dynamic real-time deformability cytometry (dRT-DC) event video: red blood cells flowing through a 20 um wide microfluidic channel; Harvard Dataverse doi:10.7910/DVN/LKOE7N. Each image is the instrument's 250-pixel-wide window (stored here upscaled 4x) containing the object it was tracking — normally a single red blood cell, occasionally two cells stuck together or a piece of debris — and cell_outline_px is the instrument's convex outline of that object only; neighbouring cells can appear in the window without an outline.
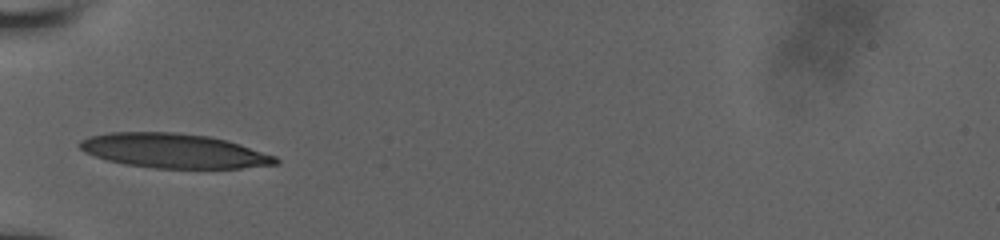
{"species": "human", "species_latin": "Homo sapiens", "temperature_condition": "room temperature", "stored_images_in_passage": 32, "camera_frame_rate_fps": 3000, "um_per_image_px": 0.085, "donor": {"sex": "male"}, "frame": {"image": 1, "passage_image": 1, "time_ms": 0.0, "image_size_px": [1000, 240], "cell_outline_px": [[280, 164], [240, 168], [156, 168], [124, 164], [108, 160], [84, 152], [76, 144], [80, 140], [88, 136], [108, 132], [172, 132], [208, 136], [228, 140], [276, 156], [280, 160]], "centroid_in_image_um": [14.77, 12.81], "position_along_channel_um": 70.2, "area_um2": 39.48}}
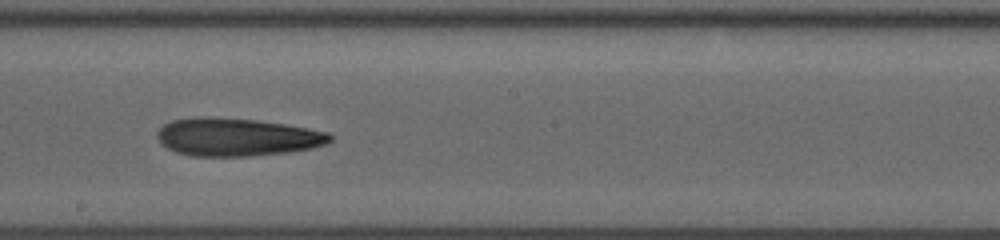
{"frame": {"image": 2, "passage_image": 19, "time_ms": 4.0, "image_size_px": [1000, 240], "cell_outline_px": [[332, 140], [328, 144], [312, 148], [288, 152], [252, 156], [192, 156], [176, 152], [160, 144], [156, 136], [156, 132], [164, 124], [172, 120], [192, 116], [208, 116], [256, 120], [284, 124], [308, 128], [328, 132], [332, 136]], "centroid_in_image_um": [20.11, 11.64], "position_along_channel_um": 228.1, "area_um2": 38.61}}
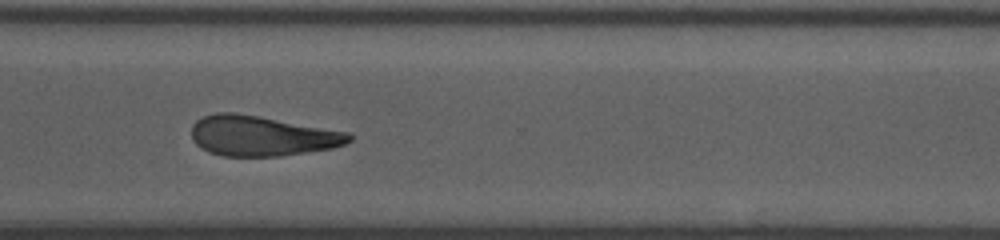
{"frame": {"image": 3, "passage_image": 31, "time_ms": 7.0, "image_size_px": [1000, 240], "cell_outline_px": [[352, 140], [344, 144], [332, 148], [280, 156], [220, 156], [208, 152], [200, 148], [192, 140], [192, 124], [196, 120], [204, 116], [216, 112], [232, 112], [256, 116], [348, 132], [352, 136]], "centroid_in_image_um": [22.19, 11.56], "position_along_channel_um": 348.4, "area_um2": 36.7}}